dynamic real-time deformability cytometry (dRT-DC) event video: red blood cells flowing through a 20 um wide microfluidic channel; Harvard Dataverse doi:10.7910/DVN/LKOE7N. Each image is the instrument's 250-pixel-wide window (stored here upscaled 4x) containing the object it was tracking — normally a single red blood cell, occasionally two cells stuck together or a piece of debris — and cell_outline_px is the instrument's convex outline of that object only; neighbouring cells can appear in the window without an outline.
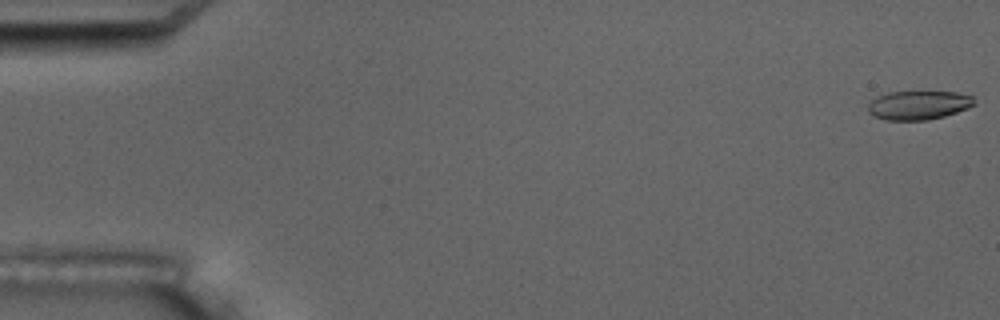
{"species": "common noctule bat (a hibernating species)", "species_latin": "Nyctalus noctula", "temperature_condition": "room temperature", "stored_images_in_passage": 6, "camera_frame_rate_fps": 3000, "um_per_image_px": 0.085, "animal": {"sex": "male", "body_mass_g": 17.5, "forearm_length_mm": 52.3}, "frame": {"image": 1, "passage_image": 1, "time_ms": 0.0, "image_size_px": [1000, 320], "cell_outline_px": [[976, 104], [968, 108], [944, 116], [928, 120], [884, 120], [868, 112], [868, 104], [872, 100], [888, 92], [956, 92], [972, 96]], "centroid_in_image_um": [78.09, 8.94], "position_along_channel_um": 6.9, "area_um2": 17.74}}